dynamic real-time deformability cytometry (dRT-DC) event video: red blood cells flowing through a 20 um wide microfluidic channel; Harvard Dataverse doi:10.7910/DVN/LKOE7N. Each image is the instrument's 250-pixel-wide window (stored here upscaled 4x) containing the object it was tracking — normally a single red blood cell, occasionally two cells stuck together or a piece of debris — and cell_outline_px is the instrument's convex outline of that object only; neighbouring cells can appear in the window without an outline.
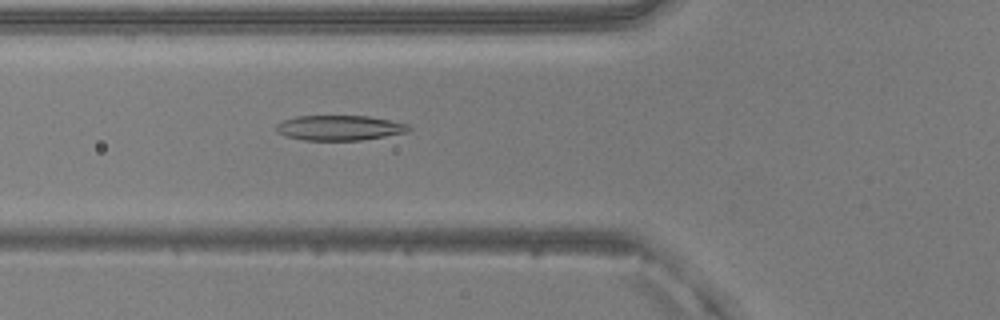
{"species": "common noctule bat (a hibernating species)", "species_latin": "Nyctalus noctula", "temperature_condition": "warm", "stored_images_in_passage": 37, "camera_frame_rate_fps": 3000, "um_per_image_px": 0.085, "animal": {"sex": "male", "body_mass_g": 20.5, "forearm_length_mm": 52.5}, "frame": {"image": 1, "passage_image": 9, "time_ms": 2.667, "image_size_px": [1000, 320], "cell_outline_px": [[412, 128], [408, 132], [360, 140], [304, 140], [284, 136], [276, 132], [276, 124], [284, 120], [296, 116], [368, 116], [408, 124]], "centroid_in_image_um": [28.83, 10.87], "position_along_channel_um": 97.0, "area_um2": 19.31}}
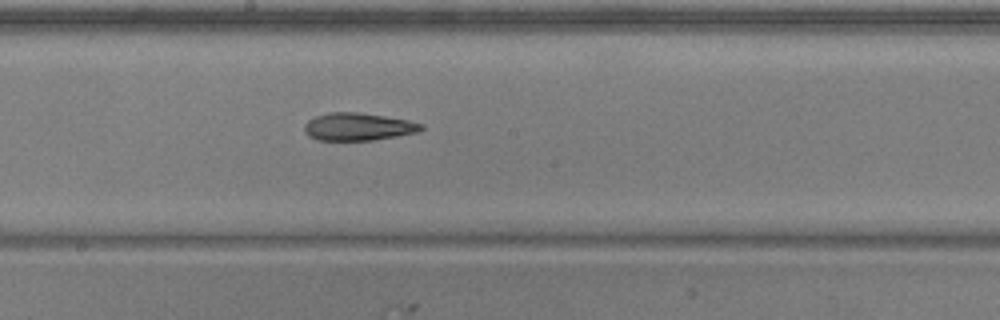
{"frame": {"image": 2, "passage_image": 18, "time_ms": 5.667, "image_size_px": [1000, 320], "cell_outline_px": [[424, 128], [416, 132], [396, 136], [372, 140], [316, 140], [308, 136], [304, 132], [304, 124], [308, 120], [316, 116], [328, 112], [360, 112], [408, 120], [424, 124]], "centroid_in_image_um": [30.4, 10.77], "position_along_channel_um": 217.8, "area_um2": 18.84}}
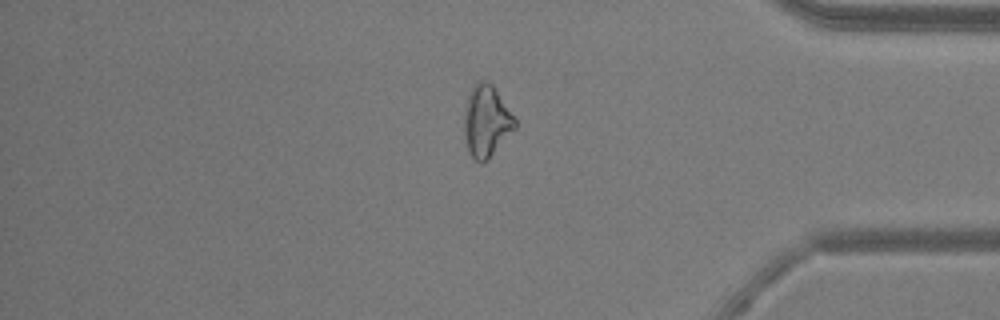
{"frame": {"image": 3, "passage_image": 33, "time_ms": 10.667, "image_size_px": [1000, 320], "cell_outline_px": [[516, 128], [488, 160], [476, 160], [468, 152], [464, 132], [464, 108], [468, 96], [476, 80], [484, 80], [492, 84], [516, 120]], "centroid_in_image_um": [41.33, 10.28], "position_along_channel_um": 393.9, "area_um2": 21.04}, "authors_computed_cell_mechanics": {"area_um2": 19.1896, "velocity_mm_per_s": 4.0011, "shape_relaxation_time_tau1_ms": null, "shape_relaxation_time_tau2_ms": 4.1119, "deformation_change_tau1": null, "deformation_change_tau2": 0.1372}}